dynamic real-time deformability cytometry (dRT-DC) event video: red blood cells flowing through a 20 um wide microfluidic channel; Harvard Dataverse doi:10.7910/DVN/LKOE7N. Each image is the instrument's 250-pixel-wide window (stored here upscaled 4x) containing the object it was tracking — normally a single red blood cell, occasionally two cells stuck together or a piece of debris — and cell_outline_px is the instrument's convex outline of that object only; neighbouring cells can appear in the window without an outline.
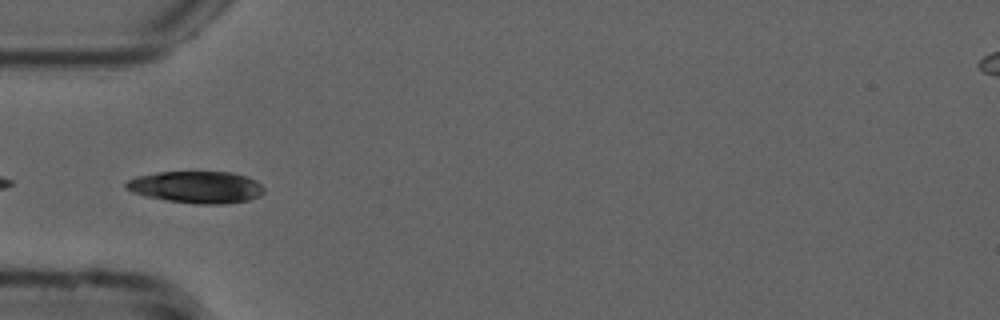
{"species": "common noctule bat (a hibernating species)", "species_latin": "Nyctalus noctula", "temperature_condition": "cold", "stored_images_in_passage": 6, "camera_frame_rate_fps": 3000, "um_per_image_px": 0.085, "animal": {"sex": "male", "forearm_length_mm": 52.5}, "frame": {"image": 1, "passage_image": 3, "time_ms": 0.667, "image_size_px": [1000, 320], "cell_outline_px": [[264, 192], [260, 196], [248, 200], [224, 204], [196, 204], [164, 200], [132, 192], [124, 188], [124, 184], [128, 180], [136, 176], [156, 172], [232, 172], [256, 180], [264, 188]], "centroid_in_image_um": [16.68, 15.91], "position_along_channel_um": 68.3, "area_um2": 25.78}}